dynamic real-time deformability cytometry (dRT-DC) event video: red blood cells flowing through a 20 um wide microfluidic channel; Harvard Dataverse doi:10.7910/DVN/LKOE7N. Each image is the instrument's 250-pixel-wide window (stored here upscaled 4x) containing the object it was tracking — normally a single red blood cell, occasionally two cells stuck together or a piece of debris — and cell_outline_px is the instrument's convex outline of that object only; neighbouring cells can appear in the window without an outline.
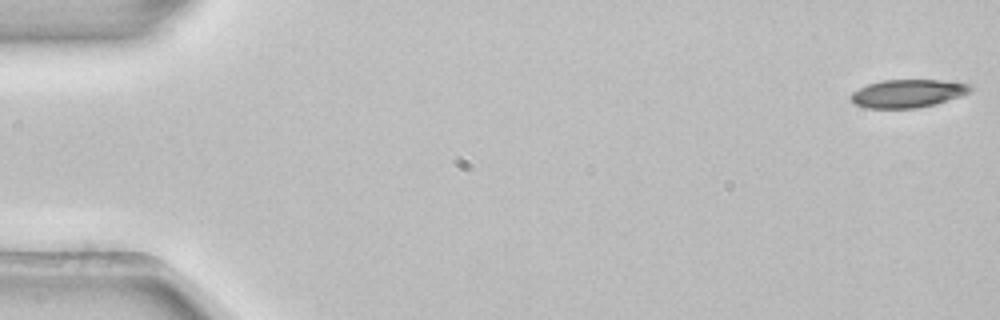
{"species": "common noctule bat (a hibernating species)", "species_latin": "Nyctalus noctula", "temperature_condition": "room temperature", "stored_images_in_passage": 2, "camera_frame_rate_fps": 3000, "um_per_image_px": 0.085, "animal": {"sex": "female", "body_mass_g": 22.7, "forearm_length_mm": 54.2}, "frame": {"image": 1, "passage_image": 1, "time_ms": 0.0, "image_size_px": [1000, 320], "cell_outline_px": [[972, 88], [968, 92], [960, 96], [936, 104], [916, 108], [864, 108], [856, 104], [848, 96], [852, 92], [868, 84], [880, 80], [940, 80], [968, 84]], "centroid_in_image_um": [77.11, 7.95], "position_along_channel_um": 7.9, "area_um2": 19.42}}